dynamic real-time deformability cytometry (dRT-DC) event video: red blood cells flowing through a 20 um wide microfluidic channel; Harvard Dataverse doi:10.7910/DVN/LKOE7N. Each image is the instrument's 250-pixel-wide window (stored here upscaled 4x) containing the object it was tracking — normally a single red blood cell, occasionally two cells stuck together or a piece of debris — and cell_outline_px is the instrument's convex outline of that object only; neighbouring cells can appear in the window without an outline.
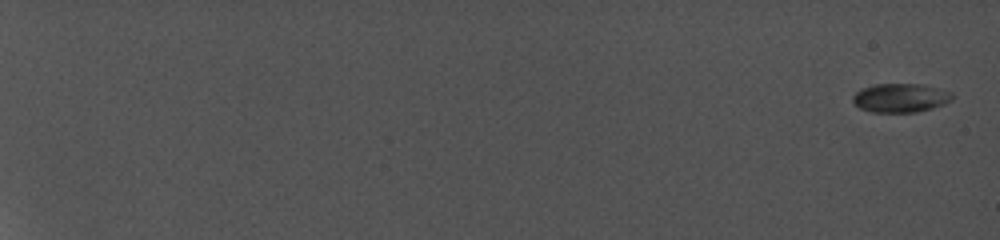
{"species": "common noctule bat (a hibernating species)", "species_latin": "Nyctalus noctula", "temperature_condition": "cold", "stored_images_in_passage": 40, "camera_frame_rate_fps": 5000, "um_per_image_px": 0.085, "animal": {"sex": "female", "body_mass_g": 19.0, "forearm_length_mm": 56.7}, "frame": {"image": 1, "passage_image": 1, "time_ms": 0.0, "image_size_px": [1000, 240], "cell_outline_px": [[952, 100], [944, 104], [932, 108], [916, 112], [872, 112], [860, 108], [852, 100], [852, 96], [860, 88], [872, 84], [920, 84], [952, 92]], "centroid_in_image_um": [76.51, 8.31], "position_along_channel_um": 8.5, "area_um2": 16.7}}
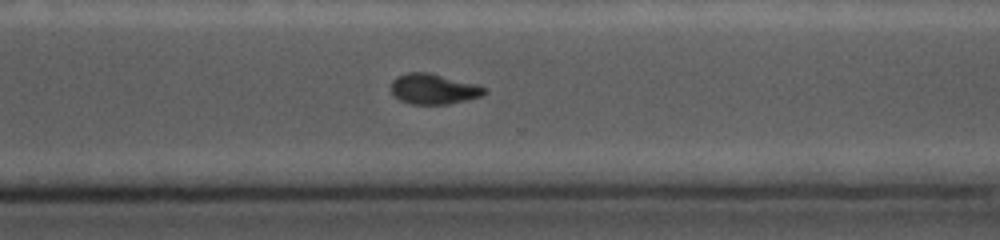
{"frame": {"image": 2, "passage_image": 33, "time_ms": 16.2, "image_size_px": [1000, 240], "cell_outline_px": [[488, 92], [484, 96], [468, 100], [448, 104], [412, 104], [400, 100], [392, 92], [392, 80], [396, 76], [404, 72], [428, 72], [480, 84], [488, 88]], "centroid_in_image_um": [36.94, 7.55], "position_along_channel_um": 333.7, "area_um2": 16.94}}
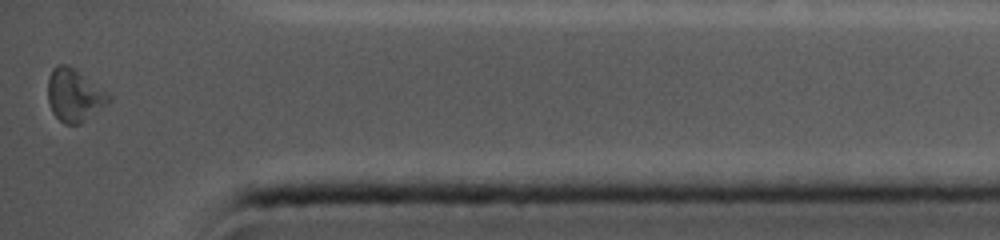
{"frame": {"image": 3, "passage_image": 40, "time_ms": 18.8, "image_size_px": [1000, 240], "cell_outline_px": [[112, 100], [108, 104], [80, 124], [64, 124], [52, 112], [48, 100], [48, 76], [52, 68], [56, 64], [68, 64], [112, 96]], "centroid_in_image_um": [6.31, 8.09], "position_along_channel_um": 428.9, "area_um2": 18.67}, "authors_computed_cell_mechanics": {"area_um2": 17.1377, "velocity_mm_per_s": 3.8428, "shape_relaxation_time_tau1_ms": 9.5443, "shape_relaxation_time_tau2_ms": 4.3159, "deformation_change_tau1": 0.2041, "deformation_change_tau2": 0.0682}}